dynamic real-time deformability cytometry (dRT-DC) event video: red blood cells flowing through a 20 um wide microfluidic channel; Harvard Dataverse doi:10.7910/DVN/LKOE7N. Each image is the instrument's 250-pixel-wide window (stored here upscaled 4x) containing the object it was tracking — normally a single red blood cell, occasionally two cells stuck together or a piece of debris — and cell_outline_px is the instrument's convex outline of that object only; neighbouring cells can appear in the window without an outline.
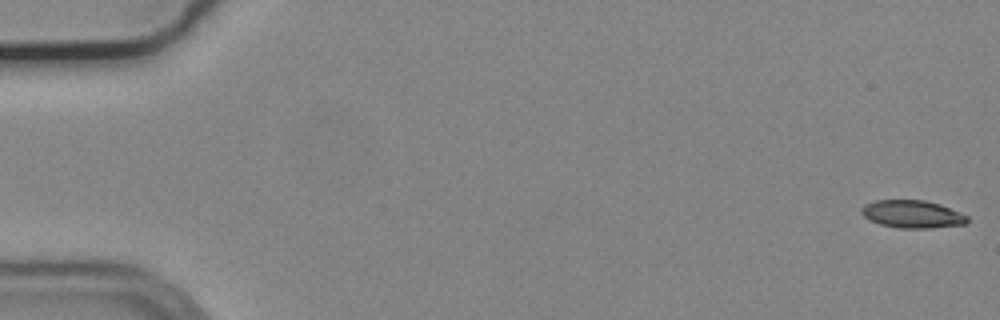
{"species": "common noctule bat (a hibernating species)", "species_latin": "Nyctalus noctula", "temperature_condition": "cold", "stored_images_in_passage": 50, "camera_frame_rate_fps": 3000, "um_per_image_px": 0.085, "animal": {"sex": "male", "body_mass_g": 19.2, "forearm_length_mm": 51.8}, "frame": {"image": 1, "passage_image": 1, "time_ms": 0.0, "image_size_px": [1000, 320], "cell_outline_px": [[968, 224], [928, 228], [896, 228], [880, 224], [868, 220], [860, 212], [860, 208], [864, 204], [876, 200], [924, 200], [940, 204], [960, 212], [968, 216]], "centroid_in_image_um": [77.53, 18.2], "position_along_channel_um": 7.5, "area_um2": 17.28}}
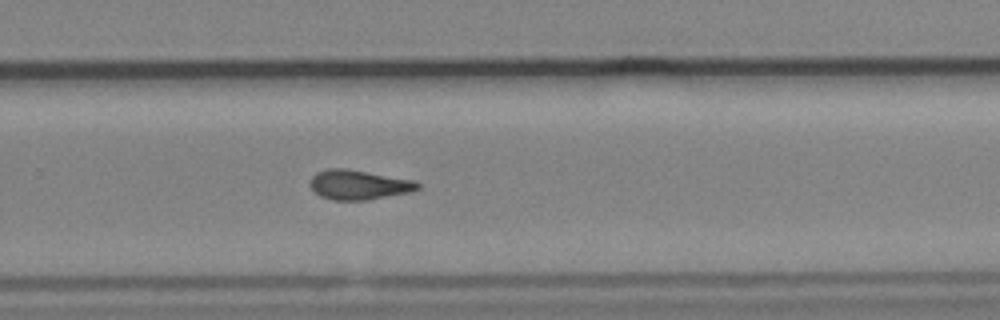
{"frame": {"image": 2, "passage_image": 37, "time_ms": 12.0, "image_size_px": [1000, 320], "cell_outline_px": [[420, 188], [408, 192], [368, 200], [332, 200], [320, 196], [312, 188], [312, 176], [316, 172], [328, 168], [344, 168], [416, 180], [420, 184]], "centroid_in_image_um": [30.51, 15.7], "position_along_channel_um": 299.3, "area_um2": 18.44}}
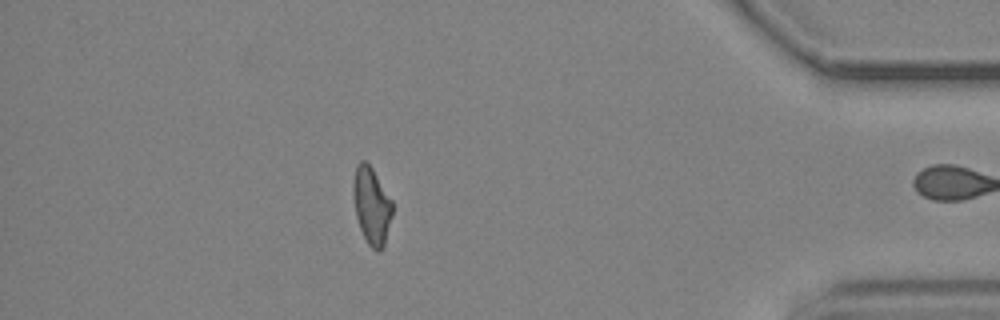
{"frame": {"image": 3, "passage_image": 49, "time_ms": 16.0, "image_size_px": [1000, 320], "cell_outline_px": [[392, 216], [384, 244], [376, 252], [368, 244], [360, 228], [356, 216], [352, 192], [352, 180], [356, 164], [360, 160], [364, 160], [372, 168], [392, 200]], "centroid_in_image_um": [31.56, 17.43], "position_along_channel_um": 403.6, "area_um2": 17.57}, "authors_computed_cell_mechanics": {"area_um2": 18.3515, "velocity_mm_per_s": 3.7061, "shape_relaxation_time_tau1_ms": null, "shape_relaxation_time_tau2_ms": 10.7242, "deformation_change_tau1": null, "deformation_change_tau2": 0.2242}}